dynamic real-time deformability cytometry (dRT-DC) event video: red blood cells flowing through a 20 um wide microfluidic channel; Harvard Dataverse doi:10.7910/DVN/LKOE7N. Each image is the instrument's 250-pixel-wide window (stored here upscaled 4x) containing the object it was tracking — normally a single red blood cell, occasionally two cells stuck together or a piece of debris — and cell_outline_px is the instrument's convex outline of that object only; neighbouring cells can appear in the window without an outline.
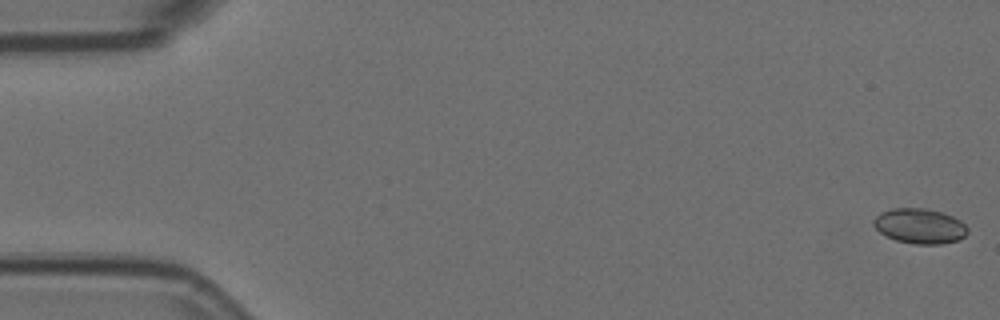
{"species": "Egyptian fruit bat (a non-hibernating species)", "species_latin": "Rousettus aegyptiacus", "temperature_condition": "room temperature", "stored_images_in_passage": 5, "camera_frame_rate_fps": 3000, "um_per_image_px": 0.085, "animal": {"sex": "female"}, "frame": {"image": 1, "passage_image": 1, "time_ms": 0.0, "image_size_px": [1000, 320], "cell_outline_px": [[968, 232], [960, 240], [940, 244], [912, 244], [896, 240], [880, 232], [872, 224], [872, 220], [880, 212], [892, 208], [928, 208], [944, 212], [960, 220], [968, 228]], "centroid_in_image_um": [78.19, 19.2], "position_along_channel_um": 6.8, "area_um2": 19.42}}